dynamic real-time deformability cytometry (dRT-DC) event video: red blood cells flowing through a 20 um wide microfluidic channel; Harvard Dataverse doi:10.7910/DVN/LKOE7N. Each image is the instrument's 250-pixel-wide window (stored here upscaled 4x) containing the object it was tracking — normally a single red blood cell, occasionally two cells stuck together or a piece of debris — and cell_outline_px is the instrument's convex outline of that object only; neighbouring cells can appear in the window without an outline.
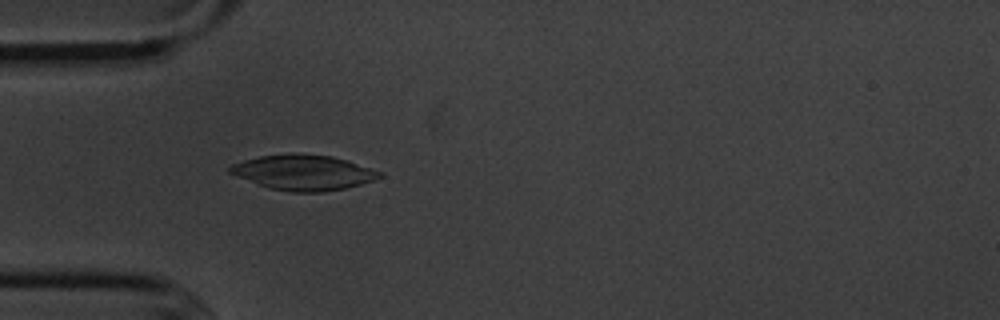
{"species": "common noctule bat (a hibernating species)", "species_latin": "Nyctalus noctula", "temperature_condition": "cold", "stored_images_in_passage": 42, "camera_frame_rate_fps": 3000, "um_per_image_px": 0.085, "animal": {"sex": "male", "body_mass_g": 20.1, "forearm_length_mm": 53.5}, "frame": {"image": 1, "passage_image": 7, "time_ms": 2.0, "image_size_px": [1000, 320], "cell_outline_px": [[384, 176], [360, 184], [344, 188], [320, 192], [292, 192], [268, 188], [228, 172], [228, 168], [232, 164], [244, 160], [260, 156], [292, 152], [296, 152], [332, 156], [348, 160], [384, 172]], "centroid_in_image_um": [25.81, 14.64], "position_along_channel_um": 59.2, "area_um2": 30.87}}
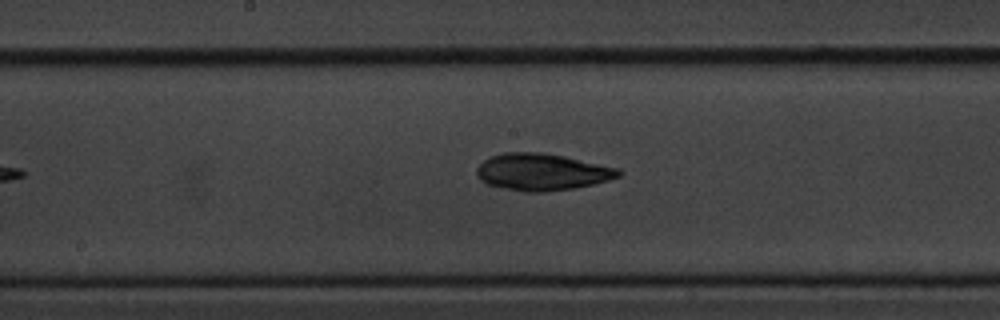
{"frame": {"image": 2, "passage_image": 19, "time_ms": 6.0, "image_size_px": [1000, 320], "cell_outline_px": [[624, 172], [620, 176], [608, 180], [592, 184], [572, 188], [544, 192], [528, 192], [504, 188], [488, 184], [480, 180], [476, 176], [476, 168], [484, 160], [492, 156], [504, 152], [544, 152], [564, 156], [620, 168]], "centroid_in_image_um": [46.08, 14.61], "position_along_channel_um": 202.1, "area_um2": 30.52}}
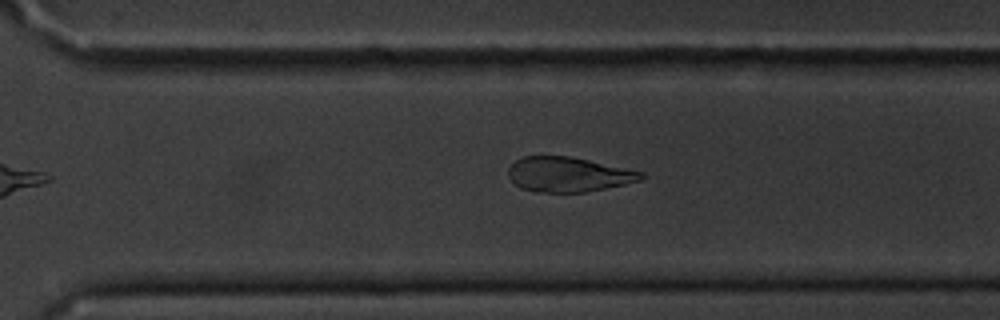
{"frame": {"image": 3, "passage_image": 29, "time_ms": 9.333, "image_size_px": [1000, 320], "cell_outline_px": [[644, 176], [640, 180], [624, 184], [584, 192], [536, 192], [520, 188], [508, 176], [508, 168], [516, 160], [524, 156], [568, 156], [588, 160], [644, 172]], "centroid_in_image_um": [48.27, 14.83], "position_along_channel_um": 322.3, "area_um2": 26.65}, "authors_computed_cell_mechanics": {"area_um2": 29.6514, "velocity_mm_per_s": 3.6237, "shape_relaxation_time_tau1_ms": 3.7562, "shape_relaxation_time_tau2_ms": null, "deformation_change_tau1": 0.0739, "deformation_change_tau2": null}}